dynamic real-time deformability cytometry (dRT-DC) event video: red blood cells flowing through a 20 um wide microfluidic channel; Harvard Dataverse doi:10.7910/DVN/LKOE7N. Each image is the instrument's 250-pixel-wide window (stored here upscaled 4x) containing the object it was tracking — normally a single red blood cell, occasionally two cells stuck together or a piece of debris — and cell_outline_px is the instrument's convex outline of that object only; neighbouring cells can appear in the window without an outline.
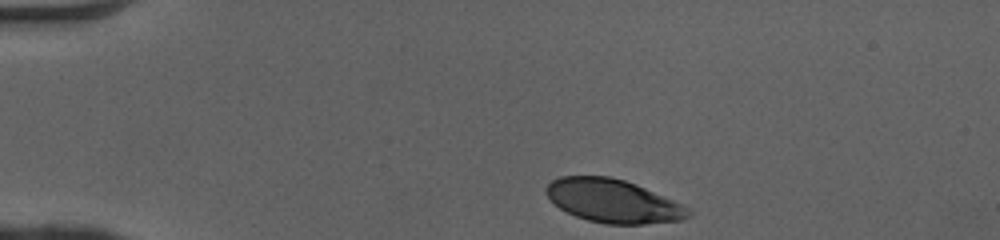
{"species": "human", "species_latin": "Homo sapiens", "temperature_condition": "cold", "stored_images_in_passage": 34, "camera_frame_rate_fps": 3000, "um_per_image_px": 0.085, "donor": {"sex": "female"}, "frame": {"image": 1, "passage_image": 1, "time_ms": 0.0, "image_size_px": [1000, 240], "cell_outline_px": [[692, 216], [684, 220], [644, 224], [604, 224], [588, 220], [576, 216], [560, 208], [544, 192], [544, 188], [552, 180], [560, 176], [608, 176], [624, 180], [636, 184], [672, 200], [688, 208], [692, 212]], "centroid_in_image_um": [52.11, 17.09], "position_along_channel_um": 32.9, "area_um2": 35.78}}
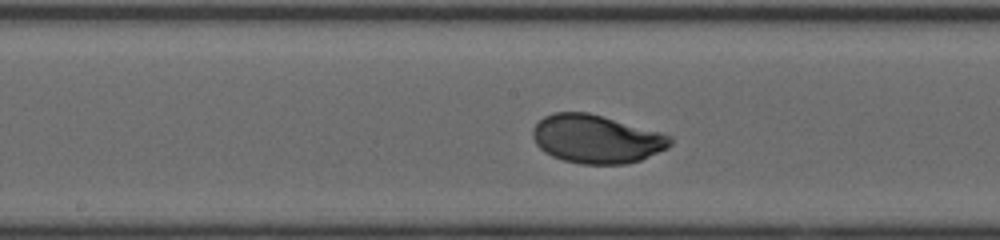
{"frame": {"image": 2, "passage_image": 18, "time_ms": 5.667, "image_size_px": [1000, 240], "cell_outline_px": [[672, 144], [668, 148], [640, 160], [624, 164], [580, 164], [564, 160], [552, 156], [544, 152], [536, 144], [532, 136], [532, 128], [544, 116], [552, 112], [588, 112], [664, 132], [672, 136]], "centroid_in_image_um": [50.72, 11.8], "position_along_channel_um": 197.5, "area_um2": 39.13}}
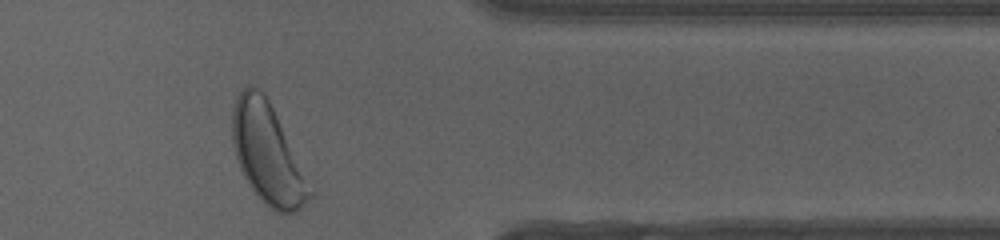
{"frame": {"image": 3, "passage_image": 33, "time_ms": 10.667, "image_size_px": [1000, 240], "cell_outline_px": [[316, 196], [300, 208], [292, 212], [276, 212], [268, 208], [264, 204], [248, 184], [240, 168], [232, 144], [232, 108], [236, 96], [248, 84], [260, 88], [264, 92], [316, 192]], "centroid_in_image_um": [22.76, 13.09], "position_along_channel_um": 388.6, "area_um2": 45.55}, "authors_computed_cell_mechanics": {"area_um2": 38.6971, "velocity_mm_per_s": 4.054, "shape_relaxation_time_tau1_ms": 1.8191, "shape_relaxation_time_tau2_ms": null, "deformation_change_tau1": 0.1309, "deformation_change_tau2": null}}